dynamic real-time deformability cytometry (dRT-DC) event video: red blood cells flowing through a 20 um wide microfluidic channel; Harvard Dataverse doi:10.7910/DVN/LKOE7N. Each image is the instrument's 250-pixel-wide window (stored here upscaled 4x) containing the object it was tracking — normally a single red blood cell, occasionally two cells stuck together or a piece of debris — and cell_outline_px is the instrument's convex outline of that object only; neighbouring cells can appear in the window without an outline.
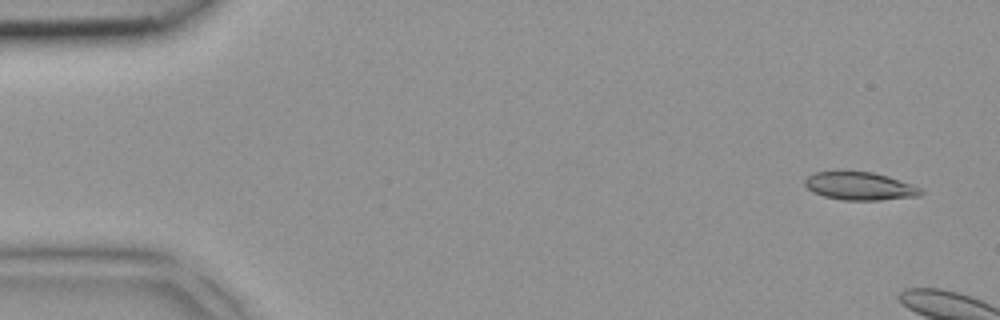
{"species": "common noctule bat (a hibernating species)", "species_latin": "Nyctalus noctula", "temperature_condition": "room temperature", "stored_images_in_passage": 2, "camera_frame_rate_fps": 3000, "um_per_image_px": 0.085, "animal": {"sex": "female", "body_mass_g": 18.4}, "frame": {"image": 1, "passage_image": 1, "time_ms": 0.0, "image_size_px": [1000, 320], "cell_outline_px": [[924, 192], [920, 196], [880, 200], [844, 200], [824, 196], [812, 192], [804, 184], [804, 180], [808, 176], [816, 172], [840, 168], [844, 168], [872, 172], [888, 176], [912, 184], [920, 188]], "centroid_in_image_um": [73.04, 15.77], "position_along_channel_um": 12.0, "area_um2": 19.65}}